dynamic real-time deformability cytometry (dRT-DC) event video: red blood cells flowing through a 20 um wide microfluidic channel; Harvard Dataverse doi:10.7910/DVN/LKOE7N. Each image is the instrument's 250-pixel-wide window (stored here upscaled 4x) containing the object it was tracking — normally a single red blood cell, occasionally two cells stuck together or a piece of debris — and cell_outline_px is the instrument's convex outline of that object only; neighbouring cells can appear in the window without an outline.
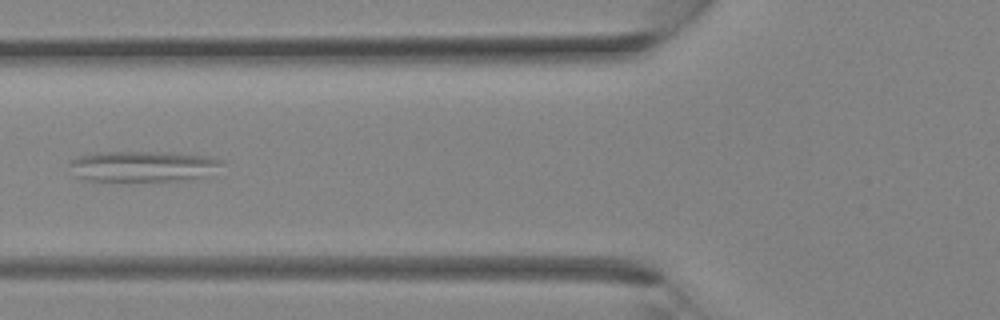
{"species": "Egyptian fruit bat (a non-hibernating species)", "species_latin": "Rousettus aegyptiacus", "temperature_condition": "room temperature", "stored_images_in_passage": 37, "camera_frame_rate_fps": 3000, "um_per_image_px": 0.085, "animal": {"sex": "female"}, "frame": {"image": 1, "passage_image": 15, "time_ms": 4.667, "image_size_px": [1000, 320], "cell_outline_px": [[224, 164], [204, 176], [180, 180], [84, 180], [72, 176], [68, 164], [68, 160], [76, 156], [96, 152], [172, 152], [212, 156], [224, 160]], "centroid_in_image_um": [12.08, 14.11], "position_along_channel_um": 113.7, "area_um2": 27.57}}
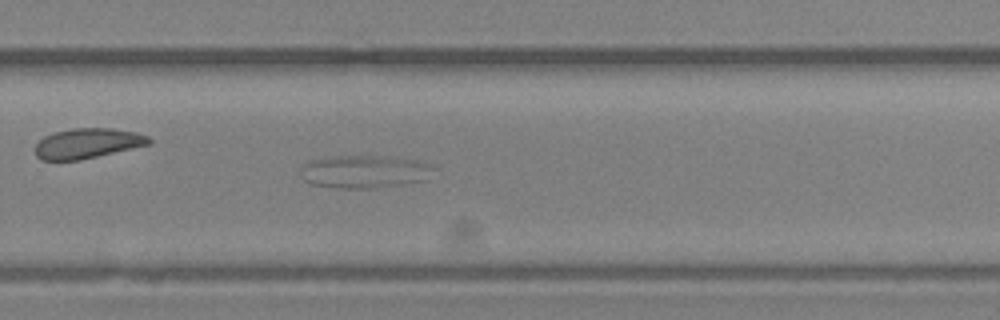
{"frame": {"image": 2, "passage_image": 25, "time_ms": 8.0, "image_size_px": [1000, 320], "cell_outline_px": [[432, 168], [424, 180], [376, 188], [332, 188], [312, 184], [304, 180], [300, 176], [300, 168], [308, 160], [332, 156], [384, 156], [416, 160]], "centroid_in_image_um": [30.83, 14.59], "position_along_channel_um": 299.0, "area_um2": 25.2}}
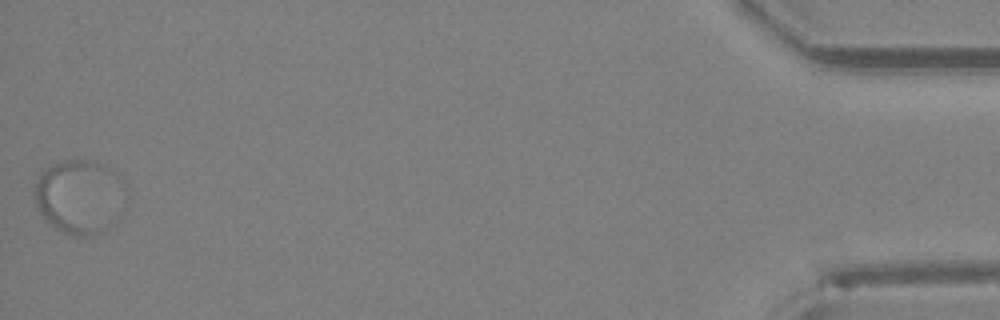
{"frame": {"image": 3, "passage_image": 37, "time_ms": 12.0, "image_size_px": [1000, 320], "cell_outline_px": [[116, 172], [100, 228], [96, 232], [88, 236], [72, 236], [56, 228], [36, 208], [36, 180], [52, 164], [64, 160], [88, 160], [100, 164]], "centroid_in_image_um": [6.35, 16.63], "position_along_channel_um": 428.8, "area_um2": 33.76}}